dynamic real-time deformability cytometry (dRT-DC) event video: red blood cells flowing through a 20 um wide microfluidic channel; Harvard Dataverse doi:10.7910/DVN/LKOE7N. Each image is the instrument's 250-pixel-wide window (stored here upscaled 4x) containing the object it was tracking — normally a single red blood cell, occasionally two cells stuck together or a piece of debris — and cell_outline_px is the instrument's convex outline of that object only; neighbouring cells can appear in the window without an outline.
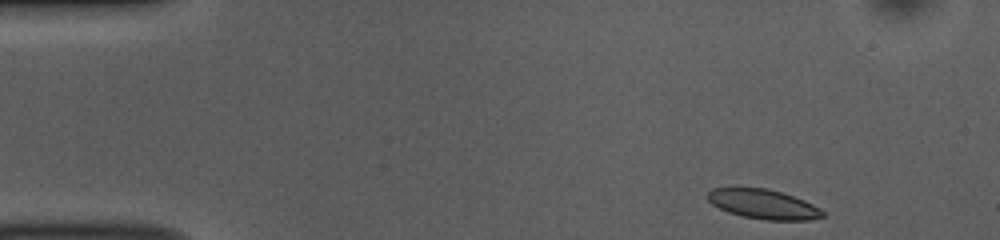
{"species": "common noctule bat (a hibernating species)", "species_latin": "Nyctalus noctula", "temperature_condition": "room temperature", "stored_images_in_passage": 48, "camera_frame_rate_fps": 3000, "um_per_image_px": 0.085, "animal": {"sex": "female", "body_mass_g": 10.0, "forearm_length_mm": 53.1}, "frame": {"image": 1, "passage_image": 1, "time_ms": 0.0, "image_size_px": [1000, 240], "cell_outline_px": [[824, 216], [808, 220], [768, 220], [744, 216], [728, 212], [712, 204], [708, 200], [708, 192], [712, 188], [768, 188], [804, 200], [820, 208], [824, 212]], "centroid_in_image_um": [64.89, 17.35], "position_along_channel_um": 20.1, "area_um2": 19.54}}
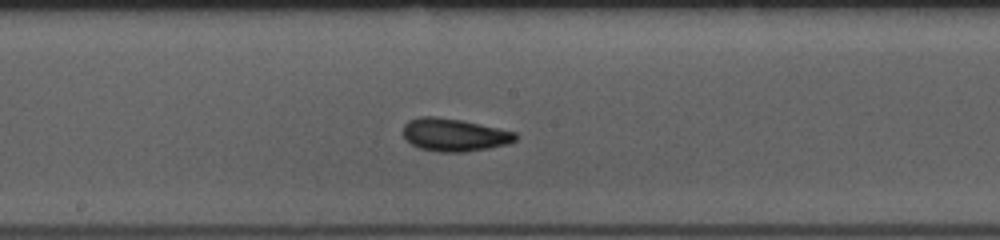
{"frame": {"image": 2, "passage_image": 23, "time_ms": 7.333, "image_size_px": [1000, 240], "cell_outline_px": [[516, 140], [508, 144], [488, 148], [464, 152], [440, 152], [420, 148], [412, 144], [404, 136], [404, 124], [408, 120], [420, 116], [432, 116], [460, 120], [480, 124], [516, 132]], "centroid_in_image_um": [38.61, 11.46], "position_along_channel_um": 209.6, "area_um2": 21.27}}
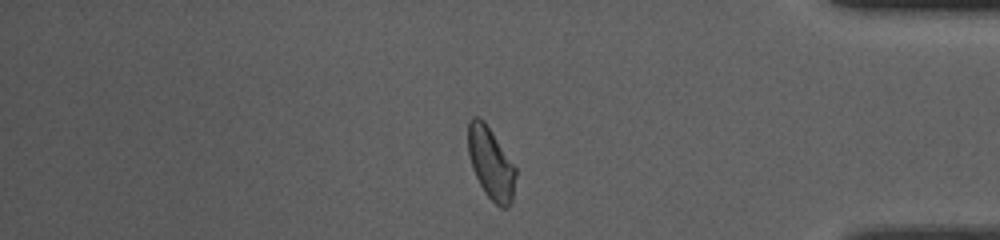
{"frame": {"image": 3, "passage_image": 40, "time_ms": 13.0, "image_size_px": [1000, 240], "cell_outline_px": [[516, 176], [512, 204], [508, 208], [500, 208], [484, 192], [472, 168], [468, 156], [468, 120], [472, 116], [480, 116], [484, 120], [516, 168]], "centroid_in_image_um": [41.72, 13.88], "position_along_channel_um": 393.5, "area_um2": 20.06}, "authors_computed_cell_mechanics": {"area_um2": 20.3456, "velocity_mm_per_s": 3.7243, "shape_relaxation_time_tau1_ms": 6.2303, "shape_relaxation_time_tau2_ms": 2.236, "deformation_change_tau1": 0.1337, "deformation_change_tau2": 0.0856}}